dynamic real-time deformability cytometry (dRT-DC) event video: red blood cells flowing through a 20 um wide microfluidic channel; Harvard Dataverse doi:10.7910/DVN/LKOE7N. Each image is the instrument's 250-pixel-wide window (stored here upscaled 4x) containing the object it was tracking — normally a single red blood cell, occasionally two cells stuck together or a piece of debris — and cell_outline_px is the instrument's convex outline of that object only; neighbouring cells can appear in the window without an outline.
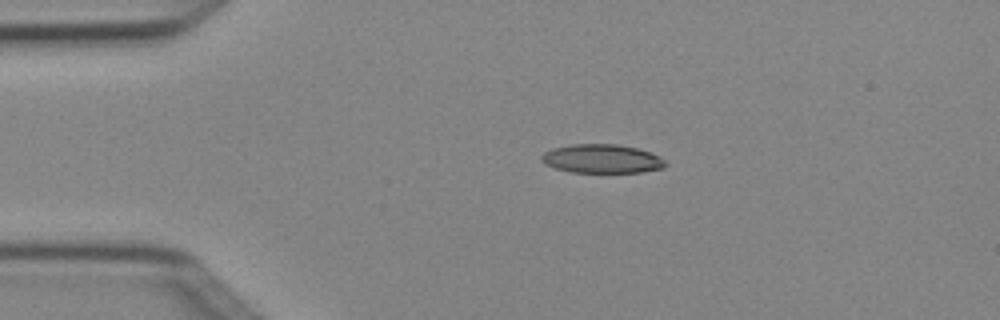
{"species": "Egyptian fruit bat (a non-hibernating species)", "species_latin": "Rousettus aegyptiacus", "temperature_condition": "cold", "stored_images_in_passage": 3, "camera_frame_rate_fps": 3000, "um_per_image_px": 0.085, "animal": {"sex": "female"}, "frame": {"image": 1, "passage_image": 2, "time_ms": 0.333, "image_size_px": [1000, 320], "cell_outline_px": [[668, 164], [664, 168], [640, 172], [572, 172], [556, 168], [544, 164], [540, 160], [540, 156], [544, 152], [552, 148], [572, 144], [616, 144], [636, 148], [648, 152], [664, 160]], "centroid_in_image_um": [51.11, 13.49], "position_along_channel_um": 33.9, "area_um2": 20.69}}